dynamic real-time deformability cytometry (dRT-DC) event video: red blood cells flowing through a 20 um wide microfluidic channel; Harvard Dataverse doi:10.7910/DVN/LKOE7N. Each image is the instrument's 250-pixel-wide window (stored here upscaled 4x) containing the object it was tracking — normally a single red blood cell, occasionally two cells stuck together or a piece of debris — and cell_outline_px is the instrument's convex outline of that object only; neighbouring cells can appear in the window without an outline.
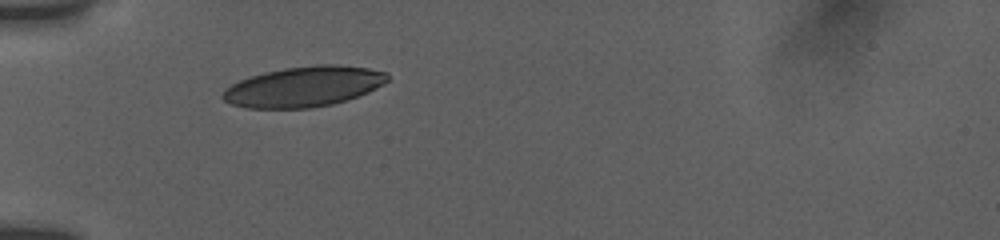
{"species": "human", "species_latin": "Homo sapiens", "temperature_condition": "room temperature", "stored_images_in_passage": 12, "camera_frame_rate_fps": 3000, "um_per_image_px": 0.085, "donor": {"sex": "female"}, "frame": {"image": 1, "passage_image": 1, "time_ms": 0.0, "image_size_px": [1000, 240], "cell_outline_px": [[388, 80], [384, 84], [368, 92], [332, 104], [308, 108], [248, 108], [232, 104], [224, 100], [220, 96], [224, 88], [240, 80], [264, 72], [284, 68], [316, 64], [336, 64], [368, 68], [388, 72]], "centroid_in_image_um": [25.81, 7.35], "position_along_channel_um": 59.2, "area_um2": 38.67}}
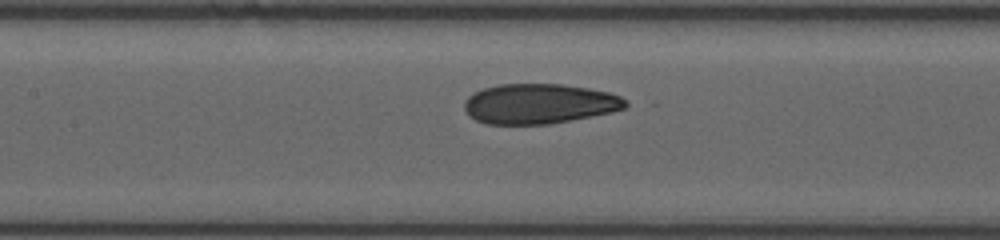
{"frame": {"image": 2, "passage_image": 9, "time_ms": 3.0, "image_size_px": [1000, 240], "cell_outline_px": [[628, 104], [624, 108], [612, 112], [548, 124], [488, 124], [476, 120], [464, 108], [464, 100], [468, 96], [484, 88], [500, 84], [564, 84], [588, 88], [608, 92], [620, 96], [628, 100]], "centroid_in_image_um": [45.86, 8.81], "position_along_channel_um": 161.5, "area_um2": 37.4}}
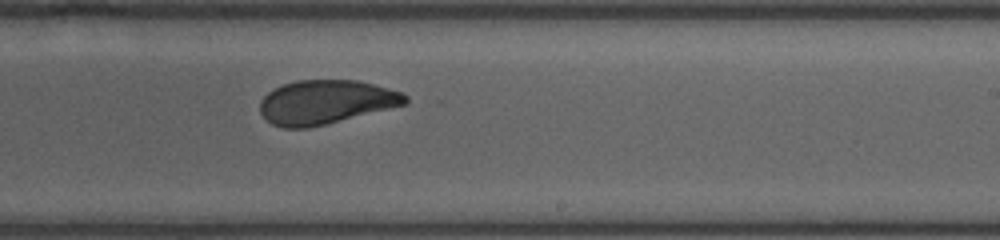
{"frame": {"image": 3, "passage_image": 12, "time_ms": 5.667, "image_size_px": [1000, 240], "cell_outline_px": [[408, 104], [308, 128], [284, 128], [272, 124], [260, 112], [260, 100], [268, 92], [284, 84], [296, 80], [356, 80], [404, 92], [408, 96]], "centroid_in_image_um": [27.71, 8.67], "position_along_channel_um": 261.3, "area_um2": 37.11}}